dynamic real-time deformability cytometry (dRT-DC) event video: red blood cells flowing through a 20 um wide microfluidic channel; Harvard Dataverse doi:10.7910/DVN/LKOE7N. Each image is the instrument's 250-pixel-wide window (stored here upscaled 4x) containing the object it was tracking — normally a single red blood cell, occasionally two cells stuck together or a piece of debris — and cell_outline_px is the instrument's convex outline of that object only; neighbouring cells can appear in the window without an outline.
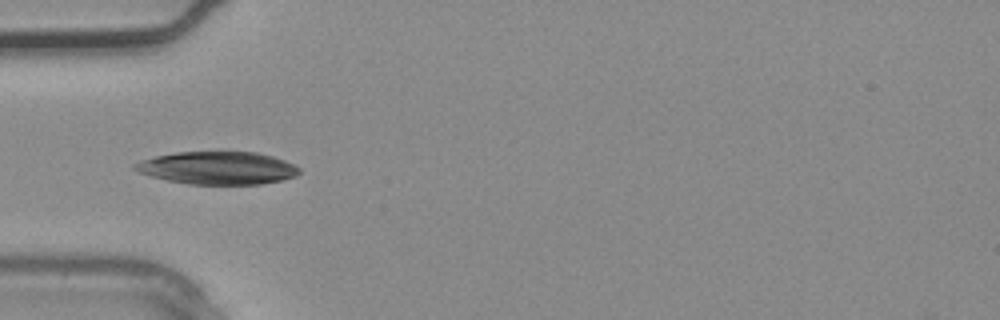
{"species": "common noctule bat (a hibernating species)", "species_latin": "Nyctalus noctula", "temperature_condition": "warm", "stored_images_in_passage": 2, "camera_frame_rate_fps": 3000, "um_per_image_px": 0.085, "animal": {"sex": "male", "body_mass_g": 20.4}, "frame": {"image": 1, "passage_image": 2, "time_ms": 0.333, "image_size_px": [1000, 320], "cell_outline_px": [[300, 172], [296, 176], [280, 180], [260, 184], [188, 184], [168, 180], [152, 176], [140, 172], [132, 168], [132, 164], [140, 160], [156, 156], [176, 152], [256, 152], [272, 156], [284, 160], [300, 168]], "centroid_in_image_um": [18.48, 14.27], "position_along_channel_um": 66.5, "area_um2": 31.21}}